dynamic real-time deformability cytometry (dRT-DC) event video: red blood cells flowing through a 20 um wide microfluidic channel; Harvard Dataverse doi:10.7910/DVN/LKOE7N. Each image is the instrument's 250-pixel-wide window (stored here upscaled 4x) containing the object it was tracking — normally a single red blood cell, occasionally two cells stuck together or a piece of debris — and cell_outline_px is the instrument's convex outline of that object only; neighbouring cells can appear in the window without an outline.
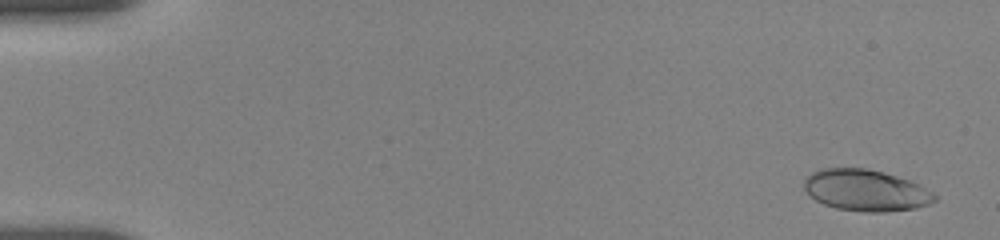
{"species": "human", "species_latin": "Homo sapiens", "temperature_condition": "room temperature", "stored_images_in_passage": 59, "camera_frame_rate_fps": 3000, "um_per_image_px": 0.085, "donor": {"sex": "female"}, "frame": {"image": 1, "passage_image": 3, "time_ms": 0.667, "image_size_px": [1000, 240], "cell_outline_px": [[936, 200], [928, 204], [916, 208], [884, 212], [864, 212], [836, 208], [824, 204], [816, 200], [804, 188], [804, 180], [812, 172], [820, 168], [868, 168], [884, 172], [920, 184], [932, 192], [936, 196]], "centroid_in_image_um": [73.6, 16.17], "position_along_channel_um": 11.4, "area_um2": 31.44}}
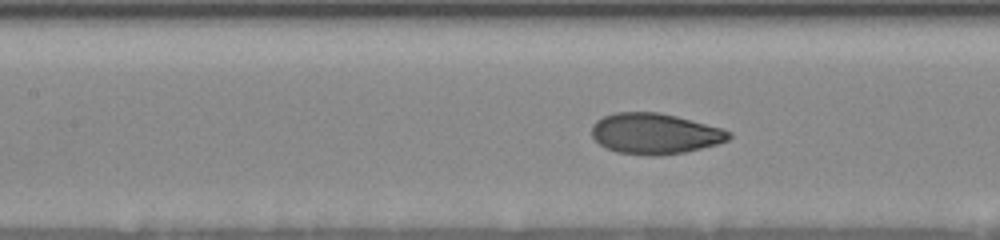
{"frame": {"image": 2, "passage_image": 36, "time_ms": 8.333, "image_size_px": [1000, 240], "cell_outline_px": [[732, 136], [728, 140], [716, 144], [684, 152], [656, 156], [648, 156], [616, 152], [604, 148], [592, 136], [592, 124], [596, 120], [604, 116], [616, 112], [656, 112], [676, 116], [724, 128], [732, 132]], "centroid_in_image_um": [55.66, 11.36], "position_along_channel_um": 151.7, "area_um2": 32.71}}
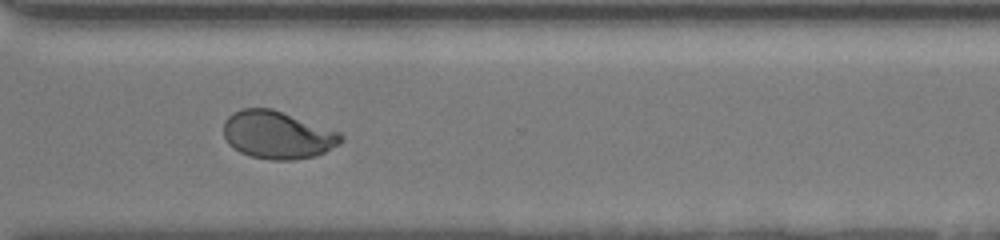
{"frame": {"image": 3, "passage_image": 58, "time_ms": 13.667, "image_size_px": [1000, 240], "cell_outline_px": [[344, 140], [340, 144], [316, 156], [292, 160], [272, 160], [252, 156], [240, 152], [228, 144], [224, 136], [224, 120], [228, 116], [244, 108], [272, 108], [340, 132], [344, 136]], "centroid_in_image_um": [23.61, 11.47], "position_along_channel_um": 347.0, "area_um2": 32.66}}